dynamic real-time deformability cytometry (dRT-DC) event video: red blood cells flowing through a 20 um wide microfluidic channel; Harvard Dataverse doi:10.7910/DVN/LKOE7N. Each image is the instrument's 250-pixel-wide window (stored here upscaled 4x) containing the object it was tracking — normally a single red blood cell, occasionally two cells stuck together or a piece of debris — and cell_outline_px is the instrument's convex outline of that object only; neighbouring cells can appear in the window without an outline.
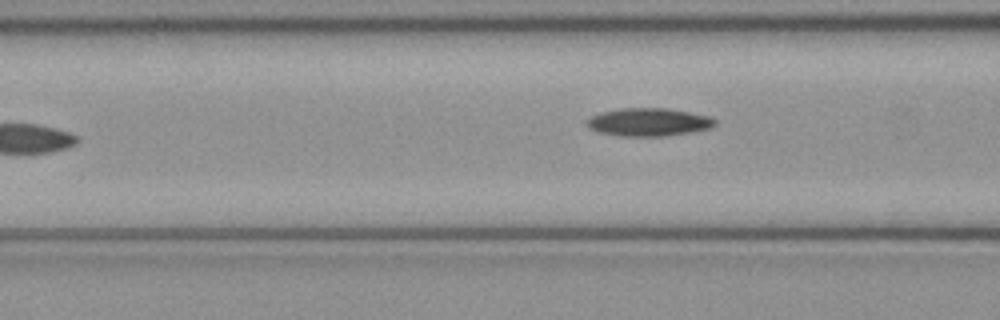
{"species": "common noctule bat (a hibernating species)", "species_latin": "Nyctalus noctula", "temperature_condition": "cold", "stored_images_in_passage": 7, "camera_frame_rate_fps": 3000, "um_per_image_px": 0.085, "animal": {"sex": "female", "body_mass_g": 21.9}, "frame": {"image": 1, "passage_image": 7, "time_ms": 2.0, "image_size_px": [1000, 320], "cell_outline_px": [[716, 124], [708, 128], [692, 132], [664, 136], [620, 136], [600, 132], [588, 128], [588, 120], [592, 116], [600, 112], [620, 108], [668, 108], [712, 116], [716, 120]], "centroid_in_image_um": [55.17, 10.37], "position_along_channel_um": 111.4, "area_um2": 20.92}}